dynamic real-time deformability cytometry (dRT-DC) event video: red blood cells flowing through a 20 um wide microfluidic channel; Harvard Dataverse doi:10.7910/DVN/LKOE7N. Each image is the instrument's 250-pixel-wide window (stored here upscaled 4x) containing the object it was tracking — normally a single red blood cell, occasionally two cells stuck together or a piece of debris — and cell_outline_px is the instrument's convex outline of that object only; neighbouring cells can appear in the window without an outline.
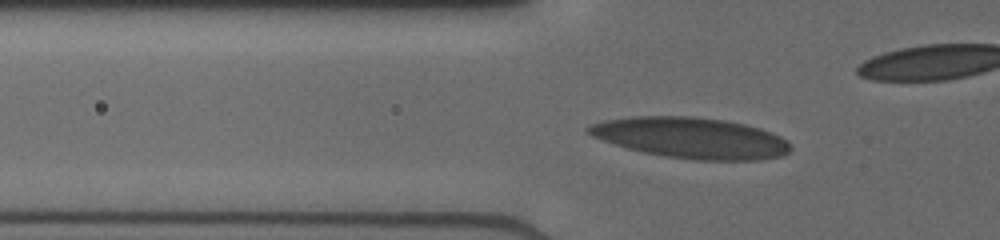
{"species": "human", "species_latin": "Homo sapiens", "temperature_condition": "cold", "stored_images_in_passage": 29, "camera_frame_rate_fps": 3000, "um_per_image_px": 0.085, "donor": {"sex": "male"}, "frame": {"image": 1, "passage_image": 10, "time_ms": 3.667, "image_size_px": [1000, 240], "cell_outline_px": [[792, 148], [788, 152], [780, 156], [760, 160], [696, 160], [664, 156], [644, 152], [628, 148], [592, 136], [584, 132], [584, 128], [588, 124], [604, 120], [632, 116], [692, 116], [724, 120], [744, 124], [760, 128], [780, 136]], "centroid_in_image_um": [58.69, 11.71], "position_along_channel_um": 67.1, "area_um2": 48.09}}
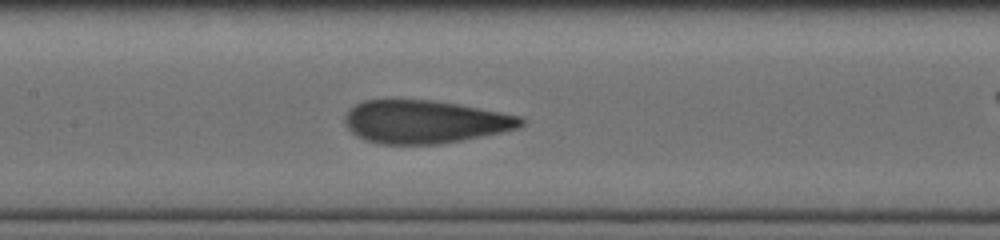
{"frame": {"image": 2, "passage_image": 17, "time_ms": 6.333, "image_size_px": [1000, 240], "cell_outline_px": [[524, 124], [520, 128], [440, 144], [380, 144], [364, 140], [356, 136], [344, 124], [344, 116], [348, 108], [364, 100], [432, 100], [456, 104], [500, 112], [520, 116], [524, 120]], "centroid_in_image_um": [36.05, 10.35], "position_along_channel_um": 171.3, "area_um2": 44.04}}
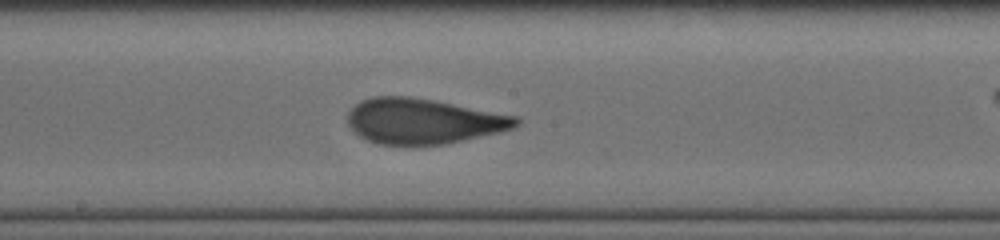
{"frame": {"image": 3, "passage_image": 20, "time_ms": 7.333, "image_size_px": [1000, 240], "cell_outline_px": [[520, 124], [512, 128], [500, 132], [444, 144], [380, 144], [368, 140], [352, 132], [348, 124], [348, 112], [360, 100], [372, 96], [408, 96], [432, 100], [520, 116]], "centroid_in_image_um": [35.98, 10.28], "position_along_channel_um": 212.2, "area_um2": 44.39}}